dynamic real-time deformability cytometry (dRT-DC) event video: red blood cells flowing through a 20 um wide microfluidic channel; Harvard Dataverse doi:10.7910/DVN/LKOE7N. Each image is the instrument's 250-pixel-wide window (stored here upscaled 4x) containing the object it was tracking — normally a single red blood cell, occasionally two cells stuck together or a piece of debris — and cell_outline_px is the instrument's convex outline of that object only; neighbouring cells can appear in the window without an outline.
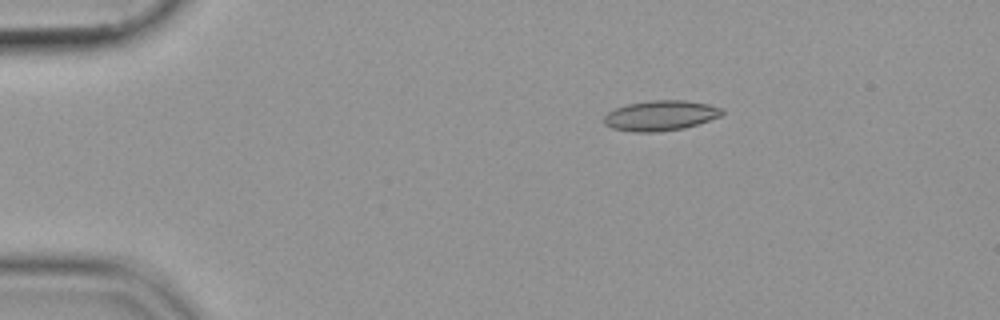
{"species": "common noctule bat (a hibernating species)", "species_latin": "Nyctalus noctula", "temperature_condition": "cold", "stored_images_in_passage": 46, "camera_frame_rate_fps": 3000, "um_per_image_px": 0.085, "animal": {"sex": "female", "body_mass_g": 19.9}, "frame": {"image": 1, "passage_image": 1, "time_ms": 0.0, "image_size_px": [1000, 320], "cell_outline_px": [[724, 112], [720, 116], [684, 128], [656, 132], [632, 132], [612, 128], [604, 124], [604, 116], [608, 112], [616, 108], [628, 104], [652, 100], [684, 100], [708, 104], [720, 108]], "centroid_in_image_um": [56.11, 9.82], "position_along_channel_um": 28.9, "area_um2": 20.58}}
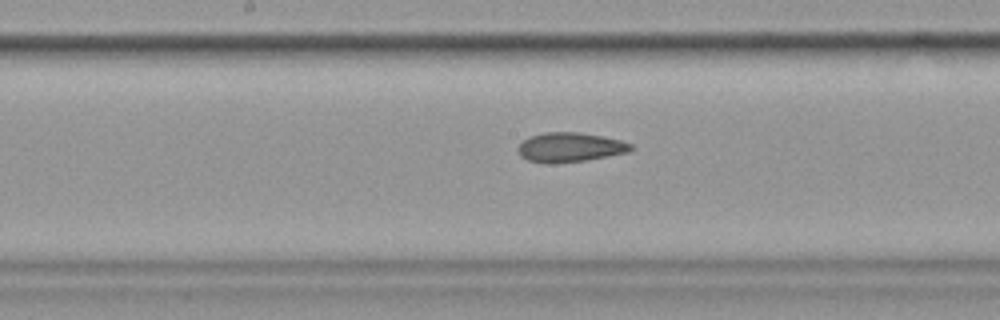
{"frame": {"image": 2, "passage_image": 20, "time_ms": 6.333, "image_size_px": [1000, 320], "cell_outline_px": [[636, 148], [628, 152], [608, 156], [584, 160], [528, 160], [520, 156], [520, 144], [528, 136], [544, 132], [580, 132], [604, 136], [620, 140], [632, 144]], "centroid_in_image_um": [48.54, 12.45], "position_along_channel_um": 199.7, "area_um2": 18.55}}
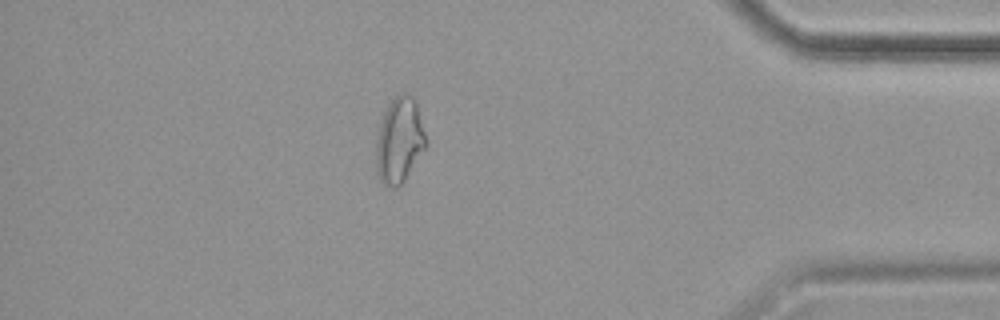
{"frame": {"image": 3, "passage_image": 39, "time_ms": 12.667, "image_size_px": [1000, 320], "cell_outline_px": [[428, 144], [404, 180], [396, 188], [392, 188], [380, 180], [376, 172], [376, 136], [380, 120], [388, 104], [400, 92], [408, 92], [416, 100]], "centroid_in_image_um": [33.94, 11.89], "position_along_channel_um": 401.3, "area_um2": 25.09}}